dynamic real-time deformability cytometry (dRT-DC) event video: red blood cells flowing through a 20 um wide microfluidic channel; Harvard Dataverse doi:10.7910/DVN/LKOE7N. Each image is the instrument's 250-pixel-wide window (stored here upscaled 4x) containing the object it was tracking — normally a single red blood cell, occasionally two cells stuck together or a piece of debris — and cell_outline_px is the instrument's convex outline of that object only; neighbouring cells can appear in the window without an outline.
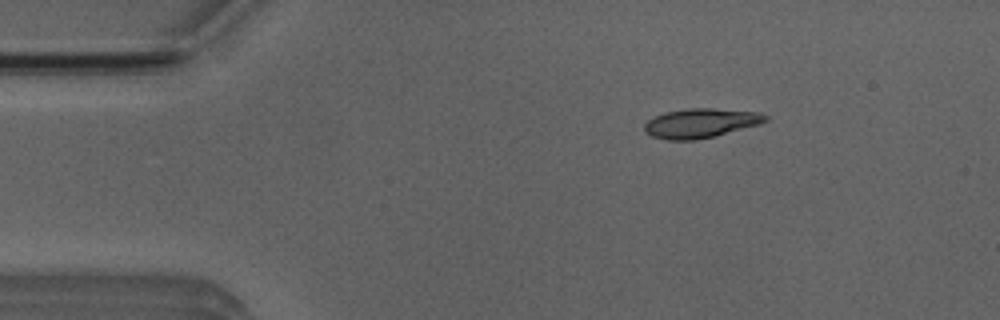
{"species": "Egyptian fruit bat (a non-hibernating species)", "species_latin": "Rousettus aegyptiacus", "temperature_condition": "room temperature", "stored_images_in_passage": 52, "camera_frame_rate_fps": 3000, "um_per_image_px": 0.085, "animal": {"sex": "male"}, "frame": {"image": 1, "passage_image": 8, "time_ms": 2.333, "image_size_px": [1000, 320], "cell_outline_px": [[768, 120], [760, 124], [716, 136], [696, 140], [668, 140], [652, 136], [644, 132], [644, 124], [648, 120], [664, 112], [688, 108], [712, 108], [760, 112], [768, 116]], "centroid_in_image_um": [59.57, 10.47], "position_along_channel_um": 25.4, "area_um2": 20.87}}
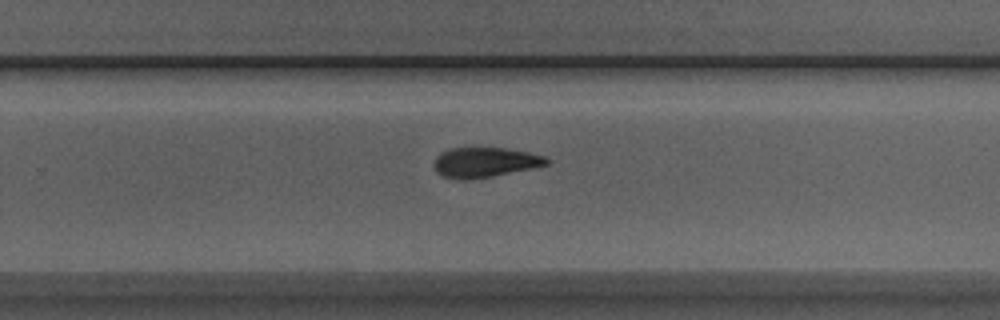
{"frame": {"image": 2, "passage_image": 33, "time_ms": 10.667, "image_size_px": [1000, 320], "cell_outline_px": [[552, 164], [492, 176], [444, 176], [436, 172], [436, 156], [440, 152], [448, 148], [508, 148], [528, 152], [544, 156], [552, 160]], "centroid_in_image_um": [41.33, 13.74], "position_along_channel_um": 288.5, "area_um2": 18.9}}
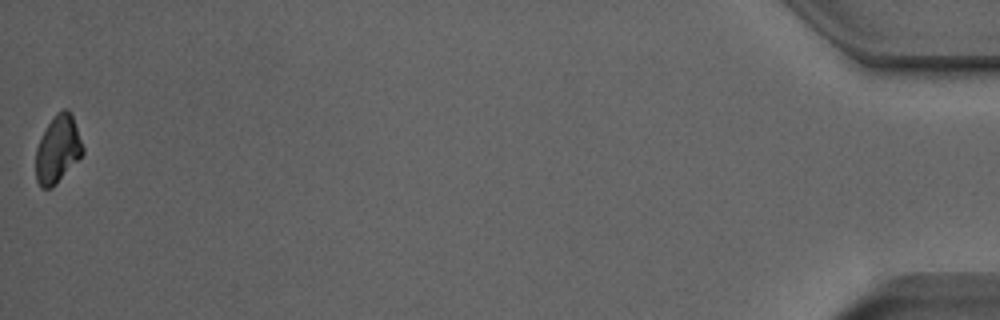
{"frame": {"image": 3, "passage_image": 52, "time_ms": 17.0, "image_size_px": [1000, 320], "cell_outline_px": [[84, 152], [56, 184], [52, 188], [40, 188], [36, 180], [36, 148], [48, 124], [56, 112], [64, 108], [72, 116], [84, 148]], "centroid_in_image_um": [4.89, 12.72], "position_along_channel_um": 430.3, "area_um2": 18.09}, "authors_computed_cell_mechanics": {"area_um2": 20.0277, "velocity_mm_per_s": 3.8911, "shape_relaxation_time_tau1_ms": 3.9177, "shape_relaxation_time_tau2_ms": 4.1359, "deformation_change_tau1": 0.1336, "deformation_change_tau2": 0.098}}